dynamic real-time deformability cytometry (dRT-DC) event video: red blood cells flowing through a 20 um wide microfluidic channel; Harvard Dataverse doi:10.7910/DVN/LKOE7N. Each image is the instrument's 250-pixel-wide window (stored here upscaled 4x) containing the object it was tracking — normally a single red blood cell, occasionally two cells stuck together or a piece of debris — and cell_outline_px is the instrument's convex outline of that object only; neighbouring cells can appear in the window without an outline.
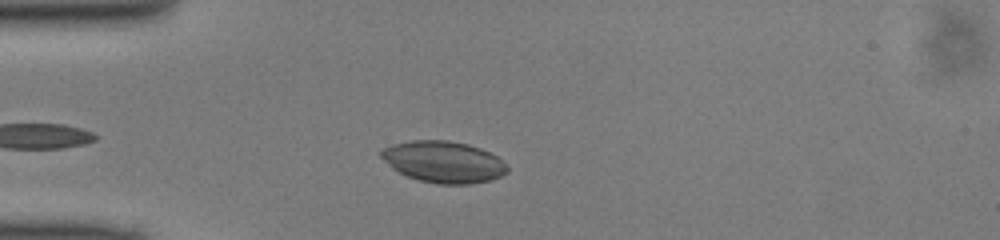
{"species": "common noctule bat (a hibernating species)", "species_latin": "Nyctalus noctula", "temperature_condition": "cold", "stored_images_in_passage": 41, "camera_frame_rate_fps": 3000, "um_per_image_px": 0.085, "animal": {"sex": "male", "body_mass_g": 13.0, "forearm_length_mm": 53.1}, "frame": {"image": 1, "passage_image": 8, "time_ms": 2.333, "image_size_px": [1000, 240], "cell_outline_px": [[508, 172], [492, 180], [472, 184], [436, 184], [420, 180], [408, 176], [392, 168], [376, 152], [392, 144], [412, 140], [448, 140], [468, 144], [480, 148], [496, 156], [508, 164]], "centroid_in_image_um": [37.71, 13.76], "position_along_channel_um": 47.3, "area_um2": 30.69}}
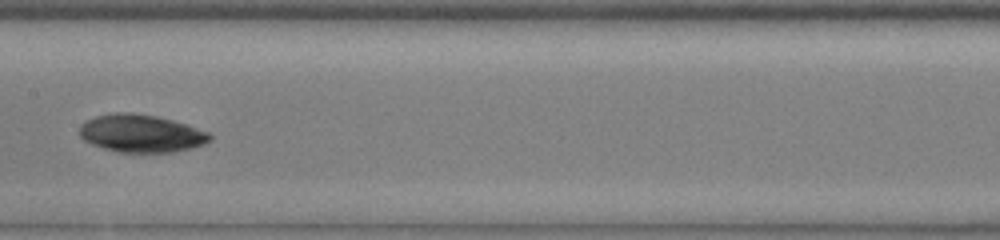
{"frame": {"image": 2, "passage_image": 20, "time_ms": 6.333, "image_size_px": [1000, 240], "cell_outline_px": [[212, 140], [204, 144], [192, 148], [172, 152], [120, 152], [104, 148], [92, 144], [84, 140], [80, 136], [80, 128], [88, 120], [96, 116], [112, 112], [132, 112], [156, 116], [188, 124], [208, 132], [212, 136]], "centroid_in_image_um": [12.04, 11.33], "position_along_channel_um": 195.4, "area_um2": 28.61}}
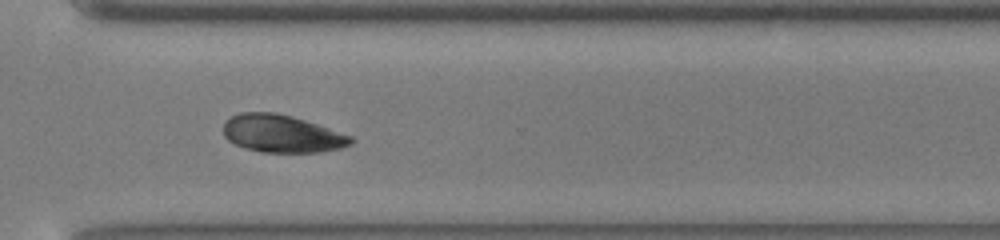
{"frame": {"image": 3, "passage_image": 31, "time_ms": 10.0, "image_size_px": [1000, 240], "cell_outline_px": [[356, 140], [352, 144], [340, 148], [320, 152], [260, 152], [244, 148], [228, 140], [224, 136], [224, 124], [232, 116], [240, 112], [276, 112], [292, 116], [352, 136]], "centroid_in_image_um": [23.97, 11.37], "position_along_channel_um": 346.6, "area_um2": 27.86}}